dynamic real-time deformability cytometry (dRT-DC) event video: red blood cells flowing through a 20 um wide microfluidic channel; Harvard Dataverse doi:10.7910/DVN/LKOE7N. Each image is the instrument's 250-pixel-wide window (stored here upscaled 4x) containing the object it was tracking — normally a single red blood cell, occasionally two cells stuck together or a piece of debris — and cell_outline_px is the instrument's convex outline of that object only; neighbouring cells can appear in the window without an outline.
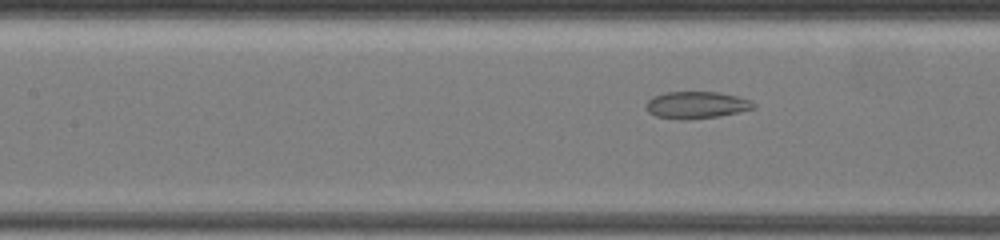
{"species": "common noctule bat (a hibernating species)", "species_latin": "Nyctalus noctula", "temperature_condition": "warm", "stored_images_in_passage": 40, "camera_frame_rate_fps": 3000, "um_per_image_px": 0.085, "animal": {"sex": "female", "body_mass_g": 19.5, "forearm_length_mm": 54.1}, "frame": {"image": 1, "passage_image": 34, "time_ms": 9.667, "image_size_px": [1000, 240], "cell_outline_px": [[756, 108], [740, 112], [720, 116], [688, 120], [680, 120], [656, 116], [648, 112], [644, 108], [644, 104], [652, 96], [664, 92], [716, 92], [740, 96], [752, 100], [756, 104]], "centroid_in_image_um": [59.2, 8.93], "position_along_channel_um": 148.2, "area_um2": 17.4}}